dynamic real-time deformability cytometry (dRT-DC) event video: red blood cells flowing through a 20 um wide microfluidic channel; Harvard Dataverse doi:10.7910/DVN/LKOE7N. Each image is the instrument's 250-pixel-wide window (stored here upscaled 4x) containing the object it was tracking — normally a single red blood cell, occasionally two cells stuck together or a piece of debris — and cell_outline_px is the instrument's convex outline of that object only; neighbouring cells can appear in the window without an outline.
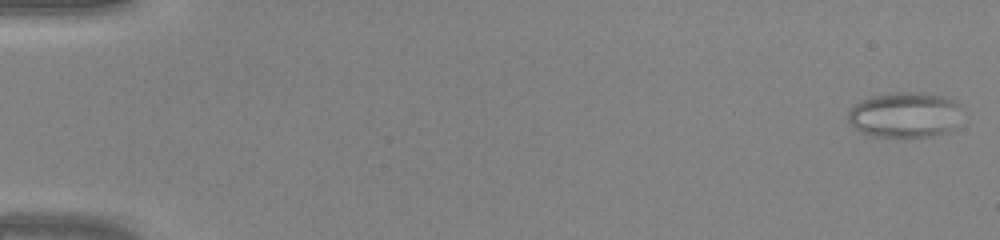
{"species": "common noctule bat (a hibernating species)", "species_latin": "Nyctalus noctula", "temperature_condition": "warm", "stored_images_in_passage": 46, "camera_frame_rate_fps": 3000, "um_per_image_px": 0.085, "animal": {"sex": "male", "body_mass_g": 20.0, "forearm_length_mm": 53.3}, "frame": {"image": 1, "passage_image": 1, "time_ms": 0.0, "image_size_px": [1000, 240], "cell_outline_px": [[960, 108], [956, 132], [936, 136], [876, 136], [860, 132], [852, 128], [848, 120], [848, 112], [860, 100], [872, 96], [896, 92], [924, 92], [948, 96], [960, 104]], "centroid_in_image_um": [76.97, 9.76], "position_along_channel_um": 8.0, "area_um2": 30.81}}
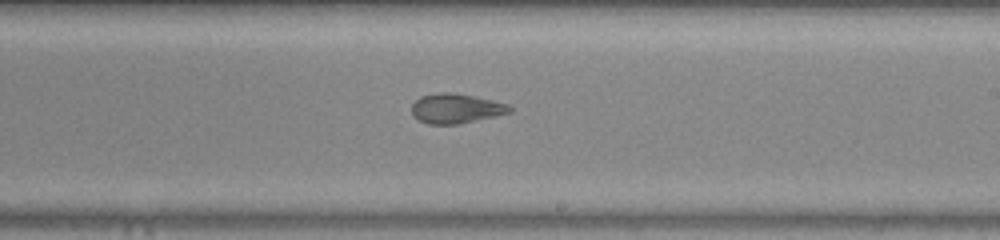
{"frame": {"image": 2, "passage_image": 28, "time_ms": 9.0, "image_size_px": [1000, 240], "cell_outline_px": [[512, 112], [460, 124], [428, 124], [412, 116], [412, 104], [420, 96], [440, 92], [452, 92], [492, 100], [508, 104], [512, 108]], "centroid_in_image_um": [38.75, 9.22], "position_along_channel_um": 250.3, "area_um2": 16.94}}
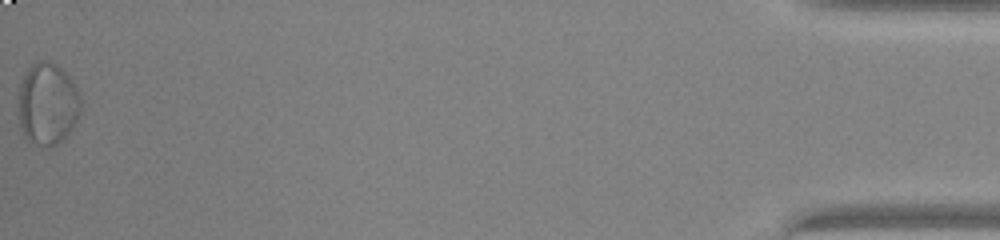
{"frame": {"image": 3, "passage_image": 46, "time_ms": 15.0, "image_size_px": [1000, 240], "cell_outline_px": [[80, 112], [68, 136], [52, 148], [44, 148], [28, 140], [24, 136], [20, 128], [20, 84], [24, 72], [36, 60], [44, 60], [56, 64], [72, 80], [80, 92]], "centroid_in_image_um": [4.06, 8.85], "position_along_channel_um": 431.1, "area_um2": 30.06}}